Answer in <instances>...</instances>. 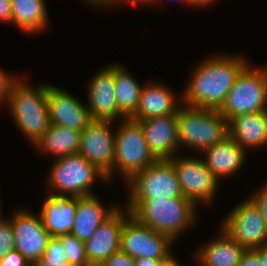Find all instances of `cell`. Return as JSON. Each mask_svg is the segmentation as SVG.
<instances>
[{
    "label": "cell",
    "mask_w": 267,
    "mask_h": 266,
    "mask_svg": "<svg viewBox=\"0 0 267 266\" xmlns=\"http://www.w3.org/2000/svg\"><path fill=\"white\" fill-rule=\"evenodd\" d=\"M12 24L22 32L38 33L48 26L45 0H11Z\"/></svg>",
    "instance_id": "obj_24"
},
{
    "label": "cell",
    "mask_w": 267,
    "mask_h": 266,
    "mask_svg": "<svg viewBox=\"0 0 267 266\" xmlns=\"http://www.w3.org/2000/svg\"><path fill=\"white\" fill-rule=\"evenodd\" d=\"M14 249V230L11 222L5 218L0 223V258L5 257L11 250Z\"/></svg>",
    "instance_id": "obj_29"
},
{
    "label": "cell",
    "mask_w": 267,
    "mask_h": 266,
    "mask_svg": "<svg viewBox=\"0 0 267 266\" xmlns=\"http://www.w3.org/2000/svg\"><path fill=\"white\" fill-rule=\"evenodd\" d=\"M135 121L142 127L149 150L157 160L175 156L180 147L176 114Z\"/></svg>",
    "instance_id": "obj_17"
},
{
    "label": "cell",
    "mask_w": 267,
    "mask_h": 266,
    "mask_svg": "<svg viewBox=\"0 0 267 266\" xmlns=\"http://www.w3.org/2000/svg\"><path fill=\"white\" fill-rule=\"evenodd\" d=\"M113 123L110 120H92L81 132L80 138L79 154L105 176L114 167L115 131L110 128Z\"/></svg>",
    "instance_id": "obj_12"
},
{
    "label": "cell",
    "mask_w": 267,
    "mask_h": 266,
    "mask_svg": "<svg viewBox=\"0 0 267 266\" xmlns=\"http://www.w3.org/2000/svg\"><path fill=\"white\" fill-rule=\"evenodd\" d=\"M203 152L207 156L203 159L206 166L218 181L237 173L245 163L247 153L229 136Z\"/></svg>",
    "instance_id": "obj_19"
},
{
    "label": "cell",
    "mask_w": 267,
    "mask_h": 266,
    "mask_svg": "<svg viewBox=\"0 0 267 266\" xmlns=\"http://www.w3.org/2000/svg\"><path fill=\"white\" fill-rule=\"evenodd\" d=\"M219 234L198 249L195 256L199 266H238L246 249L221 228Z\"/></svg>",
    "instance_id": "obj_23"
},
{
    "label": "cell",
    "mask_w": 267,
    "mask_h": 266,
    "mask_svg": "<svg viewBox=\"0 0 267 266\" xmlns=\"http://www.w3.org/2000/svg\"><path fill=\"white\" fill-rule=\"evenodd\" d=\"M126 209V210H125ZM120 206L96 229L86 241L85 250L91 266H98L102 261L120 250V234L123 222L131 215L127 208Z\"/></svg>",
    "instance_id": "obj_15"
},
{
    "label": "cell",
    "mask_w": 267,
    "mask_h": 266,
    "mask_svg": "<svg viewBox=\"0 0 267 266\" xmlns=\"http://www.w3.org/2000/svg\"><path fill=\"white\" fill-rule=\"evenodd\" d=\"M115 130L114 167L106 176L108 183L113 180V174H122L128 181L135 173L144 170L155 163L157 159L150 152L145 134L138 121L126 118L120 120ZM116 168V169H115Z\"/></svg>",
    "instance_id": "obj_5"
},
{
    "label": "cell",
    "mask_w": 267,
    "mask_h": 266,
    "mask_svg": "<svg viewBox=\"0 0 267 266\" xmlns=\"http://www.w3.org/2000/svg\"><path fill=\"white\" fill-rule=\"evenodd\" d=\"M47 107L50 124L82 132L92 121L88 107L67 91L48 84Z\"/></svg>",
    "instance_id": "obj_14"
},
{
    "label": "cell",
    "mask_w": 267,
    "mask_h": 266,
    "mask_svg": "<svg viewBox=\"0 0 267 266\" xmlns=\"http://www.w3.org/2000/svg\"><path fill=\"white\" fill-rule=\"evenodd\" d=\"M176 115L180 147L202 153L228 136V121L218 110L185 105Z\"/></svg>",
    "instance_id": "obj_4"
},
{
    "label": "cell",
    "mask_w": 267,
    "mask_h": 266,
    "mask_svg": "<svg viewBox=\"0 0 267 266\" xmlns=\"http://www.w3.org/2000/svg\"><path fill=\"white\" fill-rule=\"evenodd\" d=\"M58 238L65 248L64 254L71 266H91L86 256L84 242L71 233L59 235Z\"/></svg>",
    "instance_id": "obj_27"
},
{
    "label": "cell",
    "mask_w": 267,
    "mask_h": 266,
    "mask_svg": "<svg viewBox=\"0 0 267 266\" xmlns=\"http://www.w3.org/2000/svg\"><path fill=\"white\" fill-rule=\"evenodd\" d=\"M98 266H135V259L119 250L108 259L102 261Z\"/></svg>",
    "instance_id": "obj_32"
},
{
    "label": "cell",
    "mask_w": 267,
    "mask_h": 266,
    "mask_svg": "<svg viewBox=\"0 0 267 266\" xmlns=\"http://www.w3.org/2000/svg\"><path fill=\"white\" fill-rule=\"evenodd\" d=\"M119 2V4H123L122 2H124L125 4H134V6H138V4H142V5H146L149 4L150 0H109L102 8H107L108 6H113L115 4H117ZM144 3V4H143Z\"/></svg>",
    "instance_id": "obj_38"
},
{
    "label": "cell",
    "mask_w": 267,
    "mask_h": 266,
    "mask_svg": "<svg viewBox=\"0 0 267 266\" xmlns=\"http://www.w3.org/2000/svg\"><path fill=\"white\" fill-rule=\"evenodd\" d=\"M165 259L138 258L135 259V266H160Z\"/></svg>",
    "instance_id": "obj_37"
},
{
    "label": "cell",
    "mask_w": 267,
    "mask_h": 266,
    "mask_svg": "<svg viewBox=\"0 0 267 266\" xmlns=\"http://www.w3.org/2000/svg\"><path fill=\"white\" fill-rule=\"evenodd\" d=\"M127 200L126 208L137 221L173 242L196 221L198 206L188 198Z\"/></svg>",
    "instance_id": "obj_2"
},
{
    "label": "cell",
    "mask_w": 267,
    "mask_h": 266,
    "mask_svg": "<svg viewBox=\"0 0 267 266\" xmlns=\"http://www.w3.org/2000/svg\"><path fill=\"white\" fill-rule=\"evenodd\" d=\"M50 170L47 185L52 196L93 195L90 189L96 179L108 182L106 176L79 153L56 158Z\"/></svg>",
    "instance_id": "obj_6"
},
{
    "label": "cell",
    "mask_w": 267,
    "mask_h": 266,
    "mask_svg": "<svg viewBox=\"0 0 267 266\" xmlns=\"http://www.w3.org/2000/svg\"><path fill=\"white\" fill-rule=\"evenodd\" d=\"M187 1V5L189 6H197V8H198V6L199 7H206V6H209L210 4H213V3H215L216 2V0H186Z\"/></svg>",
    "instance_id": "obj_39"
},
{
    "label": "cell",
    "mask_w": 267,
    "mask_h": 266,
    "mask_svg": "<svg viewBox=\"0 0 267 266\" xmlns=\"http://www.w3.org/2000/svg\"><path fill=\"white\" fill-rule=\"evenodd\" d=\"M174 242L167 236L141 224L130 215L122 225L120 250L133 259H166Z\"/></svg>",
    "instance_id": "obj_9"
},
{
    "label": "cell",
    "mask_w": 267,
    "mask_h": 266,
    "mask_svg": "<svg viewBox=\"0 0 267 266\" xmlns=\"http://www.w3.org/2000/svg\"><path fill=\"white\" fill-rule=\"evenodd\" d=\"M116 209L113 205L106 208L95 195L77 197L74 226L70 233L86 242Z\"/></svg>",
    "instance_id": "obj_22"
},
{
    "label": "cell",
    "mask_w": 267,
    "mask_h": 266,
    "mask_svg": "<svg viewBox=\"0 0 267 266\" xmlns=\"http://www.w3.org/2000/svg\"><path fill=\"white\" fill-rule=\"evenodd\" d=\"M81 132L50 124L35 142L39 150L56 155V158L79 153Z\"/></svg>",
    "instance_id": "obj_25"
},
{
    "label": "cell",
    "mask_w": 267,
    "mask_h": 266,
    "mask_svg": "<svg viewBox=\"0 0 267 266\" xmlns=\"http://www.w3.org/2000/svg\"><path fill=\"white\" fill-rule=\"evenodd\" d=\"M267 110V68L248 64L236 77L218 110L229 122L233 117Z\"/></svg>",
    "instance_id": "obj_7"
},
{
    "label": "cell",
    "mask_w": 267,
    "mask_h": 266,
    "mask_svg": "<svg viewBox=\"0 0 267 266\" xmlns=\"http://www.w3.org/2000/svg\"><path fill=\"white\" fill-rule=\"evenodd\" d=\"M85 1L87 4H91L90 7L93 5L95 8H101L109 1V0H82ZM100 6V7H99Z\"/></svg>",
    "instance_id": "obj_41"
},
{
    "label": "cell",
    "mask_w": 267,
    "mask_h": 266,
    "mask_svg": "<svg viewBox=\"0 0 267 266\" xmlns=\"http://www.w3.org/2000/svg\"><path fill=\"white\" fill-rule=\"evenodd\" d=\"M221 229L246 250L267 244L266 222L249 198L228 213Z\"/></svg>",
    "instance_id": "obj_11"
},
{
    "label": "cell",
    "mask_w": 267,
    "mask_h": 266,
    "mask_svg": "<svg viewBox=\"0 0 267 266\" xmlns=\"http://www.w3.org/2000/svg\"><path fill=\"white\" fill-rule=\"evenodd\" d=\"M125 183L129 188V199L186 198L169 160H157Z\"/></svg>",
    "instance_id": "obj_8"
},
{
    "label": "cell",
    "mask_w": 267,
    "mask_h": 266,
    "mask_svg": "<svg viewBox=\"0 0 267 266\" xmlns=\"http://www.w3.org/2000/svg\"><path fill=\"white\" fill-rule=\"evenodd\" d=\"M260 188L257 193L248 198L258 208L267 225V182Z\"/></svg>",
    "instance_id": "obj_31"
},
{
    "label": "cell",
    "mask_w": 267,
    "mask_h": 266,
    "mask_svg": "<svg viewBox=\"0 0 267 266\" xmlns=\"http://www.w3.org/2000/svg\"><path fill=\"white\" fill-rule=\"evenodd\" d=\"M20 79V77H15L14 75L5 73L0 68V105L6 104L9 94L13 85Z\"/></svg>",
    "instance_id": "obj_30"
},
{
    "label": "cell",
    "mask_w": 267,
    "mask_h": 266,
    "mask_svg": "<svg viewBox=\"0 0 267 266\" xmlns=\"http://www.w3.org/2000/svg\"><path fill=\"white\" fill-rule=\"evenodd\" d=\"M240 55L216 54L203 60L186 84L181 99L184 105L219 110L240 72L250 63Z\"/></svg>",
    "instance_id": "obj_1"
},
{
    "label": "cell",
    "mask_w": 267,
    "mask_h": 266,
    "mask_svg": "<svg viewBox=\"0 0 267 266\" xmlns=\"http://www.w3.org/2000/svg\"><path fill=\"white\" fill-rule=\"evenodd\" d=\"M172 163L184 197L192 200L196 205L213 203L219 182L208 169L203 159L186 156L169 159Z\"/></svg>",
    "instance_id": "obj_10"
},
{
    "label": "cell",
    "mask_w": 267,
    "mask_h": 266,
    "mask_svg": "<svg viewBox=\"0 0 267 266\" xmlns=\"http://www.w3.org/2000/svg\"><path fill=\"white\" fill-rule=\"evenodd\" d=\"M228 136L245 151L249 147H266L267 110L233 117L228 122Z\"/></svg>",
    "instance_id": "obj_20"
},
{
    "label": "cell",
    "mask_w": 267,
    "mask_h": 266,
    "mask_svg": "<svg viewBox=\"0 0 267 266\" xmlns=\"http://www.w3.org/2000/svg\"><path fill=\"white\" fill-rule=\"evenodd\" d=\"M64 246L58 237H51L41 259L33 262L31 266H63L70 265L64 254Z\"/></svg>",
    "instance_id": "obj_28"
},
{
    "label": "cell",
    "mask_w": 267,
    "mask_h": 266,
    "mask_svg": "<svg viewBox=\"0 0 267 266\" xmlns=\"http://www.w3.org/2000/svg\"><path fill=\"white\" fill-rule=\"evenodd\" d=\"M0 21L12 24L11 0H0Z\"/></svg>",
    "instance_id": "obj_34"
},
{
    "label": "cell",
    "mask_w": 267,
    "mask_h": 266,
    "mask_svg": "<svg viewBox=\"0 0 267 266\" xmlns=\"http://www.w3.org/2000/svg\"><path fill=\"white\" fill-rule=\"evenodd\" d=\"M77 197H57L48 195L39 213L44 228L51 237L69 234L74 226Z\"/></svg>",
    "instance_id": "obj_21"
},
{
    "label": "cell",
    "mask_w": 267,
    "mask_h": 266,
    "mask_svg": "<svg viewBox=\"0 0 267 266\" xmlns=\"http://www.w3.org/2000/svg\"><path fill=\"white\" fill-rule=\"evenodd\" d=\"M116 102L120 112L130 118L136 111L143 85L122 64H114Z\"/></svg>",
    "instance_id": "obj_26"
},
{
    "label": "cell",
    "mask_w": 267,
    "mask_h": 266,
    "mask_svg": "<svg viewBox=\"0 0 267 266\" xmlns=\"http://www.w3.org/2000/svg\"><path fill=\"white\" fill-rule=\"evenodd\" d=\"M23 80L19 79L13 85L6 105L17 129L34 144L50 125L47 107L48 84L44 83L36 88Z\"/></svg>",
    "instance_id": "obj_3"
},
{
    "label": "cell",
    "mask_w": 267,
    "mask_h": 266,
    "mask_svg": "<svg viewBox=\"0 0 267 266\" xmlns=\"http://www.w3.org/2000/svg\"><path fill=\"white\" fill-rule=\"evenodd\" d=\"M159 1L161 2L162 0H150V2H149V4L148 5H156V4H158L159 3ZM180 1H182V3H184V4H186L187 5V1L186 0H180Z\"/></svg>",
    "instance_id": "obj_42"
},
{
    "label": "cell",
    "mask_w": 267,
    "mask_h": 266,
    "mask_svg": "<svg viewBox=\"0 0 267 266\" xmlns=\"http://www.w3.org/2000/svg\"><path fill=\"white\" fill-rule=\"evenodd\" d=\"M88 87V111L92 120L117 121L126 119L120 112L114 92V64L100 70L90 80ZM121 118V119H120Z\"/></svg>",
    "instance_id": "obj_16"
},
{
    "label": "cell",
    "mask_w": 267,
    "mask_h": 266,
    "mask_svg": "<svg viewBox=\"0 0 267 266\" xmlns=\"http://www.w3.org/2000/svg\"><path fill=\"white\" fill-rule=\"evenodd\" d=\"M238 266H261L257 255L252 250H245Z\"/></svg>",
    "instance_id": "obj_35"
},
{
    "label": "cell",
    "mask_w": 267,
    "mask_h": 266,
    "mask_svg": "<svg viewBox=\"0 0 267 266\" xmlns=\"http://www.w3.org/2000/svg\"><path fill=\"white\" fill-rule=\"evenodd\" d=\"M259 260L261 266H267V244L251 249Z\"/></svg>",
    "instance_id": "obj_36"
},
{
    "label": "cell",
    "mask_w": 267,
    "mask_h": 266,
    "mask_svg": "<svg viewBox=\"0 0 267 266\" xmlns=\"http://www.w3.org/2000/svg\"><path fill=\"white\" fill-rule=\"evenodd\" d=\"M160 266H182V265H180L178 259L176 260V257H174L173 254H171L168 258H166L160 263Z\"/></svg>",
    "instance_id": "obj_40"
},
{
    "label": "cell",
    "mask_w": 267,
    "mask_h": 266,
    "mask_svg": "<svg viewBox=\"0 0 267 266\" xmlns=\"http://www.w3.org/2000/svg\"><path fill=\"white\" fill-rule=\"evenodd\" d=\"M1 202V201H0ZM1 206V205H0ZM3 216L1 215V207H0V223L4 220Z\"/></svg>",
    "instance_id": "obj_43"
},
{
    "label": "cell",
    "mask_w": 267,
    "mask_h": 266,
    "mask_svg": "<svg viewBox=\"0 0 267 266\" xmlns=\"http://www.w3.org/2000/svg\"><path fill=\"white\" fill-rule=\"evenodd\" d=\"M152 82L143 85L138 107L130 119L145 120L151 117L177 114L181 99H178L174 91L164 83Z\"/></svg>",
    "instance_id": "obj_18"
},
{
    "label": "cell",
    "mask_w": 267,
    "mask_h": 266,
    "mask_svg": "<svg viewBox=\"0 0 267 266\" xmlns=\"http://www.w3.org/2000/svg\"><path fill=\"white\" fill-rule=\"evenodd\" d=\"M26 210H18L8 220L14 230L15 249L30 264L41 259L51 235L44 228L40 214L34 215Z\"/></svg>",
    "instance_id": "obj_13"
},
{
    "label": "cell",
    "mask_w": 267,
    "mask_h": 266,
    "mask_svg": "<svg viewBox=\"0 0 267 266\" xmlns=\"http://www.w3.org/2000/svg\"><path fill=\"white\" fill-rule=\"evenodd\" d=\"M0 266H31L28 260L16 249L0 258Z\"/></svg>",
    "instance_id": "obj_33"
}]
</instances>
